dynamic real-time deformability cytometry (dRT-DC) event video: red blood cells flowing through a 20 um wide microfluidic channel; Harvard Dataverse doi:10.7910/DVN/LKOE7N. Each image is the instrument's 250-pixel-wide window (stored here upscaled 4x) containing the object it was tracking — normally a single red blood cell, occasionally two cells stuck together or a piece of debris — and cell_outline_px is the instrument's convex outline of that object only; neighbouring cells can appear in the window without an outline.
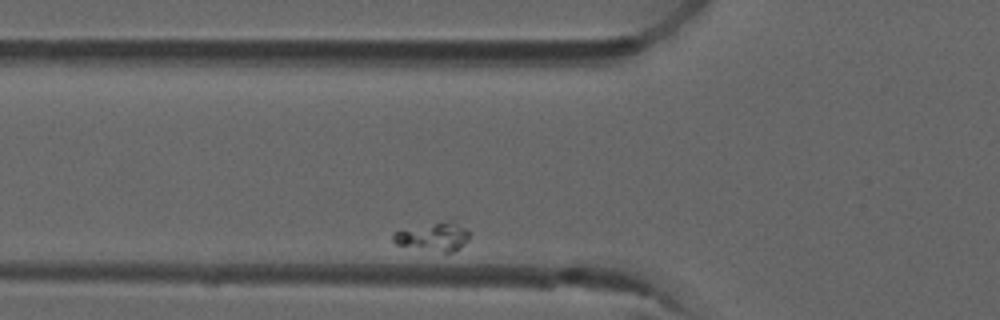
{"species": "common noctule bat (a hibernating species)", "species_latin": "Nyctalus noctula", "temperature_condition": "room temperature", "stored_images_in_passage": 2, "camera_frame_rate_fps": 3000, "um_per_image_px": 0.085, "animal": {"sex": "male", "forearm_length_mm": 52.5}, "frame": {"image": 1, "passage_image": 2, "time_ms": 0.333, "image_size_px": [1000, 320], "cell_outline_px": [[468, 240], [460, 248], [452, 252], [444, 252], [396, 244], [392, 240], [392, 236], [396, 232], [448, 220], [452, 220], [468, 228]], "centroid_in_image_um": [36.92, 20.12], "position_along_channel_um": 88.9, "area_um2": 12.2}}